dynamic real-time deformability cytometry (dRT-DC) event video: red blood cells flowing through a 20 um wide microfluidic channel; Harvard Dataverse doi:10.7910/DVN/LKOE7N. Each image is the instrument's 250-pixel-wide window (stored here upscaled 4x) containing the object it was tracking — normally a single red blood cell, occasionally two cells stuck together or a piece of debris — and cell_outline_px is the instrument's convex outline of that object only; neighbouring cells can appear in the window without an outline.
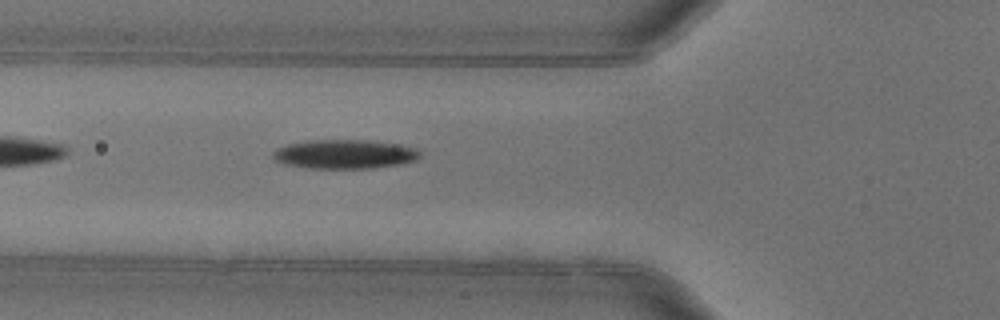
{"species": "common noctule bat (a hibernating species)", "species_latin": "Nyctalus noctula", "temperature_condition": "warm", "stored_images_in_passage": 6, "camera_frame_rate_fps": 3000, "um_per_image_px": 0.085, "animal": {"sex": "female"}, "frame": {"image": 1, "passage_image": 6, "time_ms": 1.667, "image_size_px": [1000, 320], "cell_outline_px": [[420, 156], [416, 160], [400, 164], [368, 168], [312, 168], [284, 164], [272, 160], [272, 152], [276, 148], [288, 144], [308, 140], [372, 140], [400, 144], [416, 148], [420, 152]], "centroid_in_image_um": [29.27, 13.09], "position_along_channel_um": 96.5, "area_um2": 25.09}}